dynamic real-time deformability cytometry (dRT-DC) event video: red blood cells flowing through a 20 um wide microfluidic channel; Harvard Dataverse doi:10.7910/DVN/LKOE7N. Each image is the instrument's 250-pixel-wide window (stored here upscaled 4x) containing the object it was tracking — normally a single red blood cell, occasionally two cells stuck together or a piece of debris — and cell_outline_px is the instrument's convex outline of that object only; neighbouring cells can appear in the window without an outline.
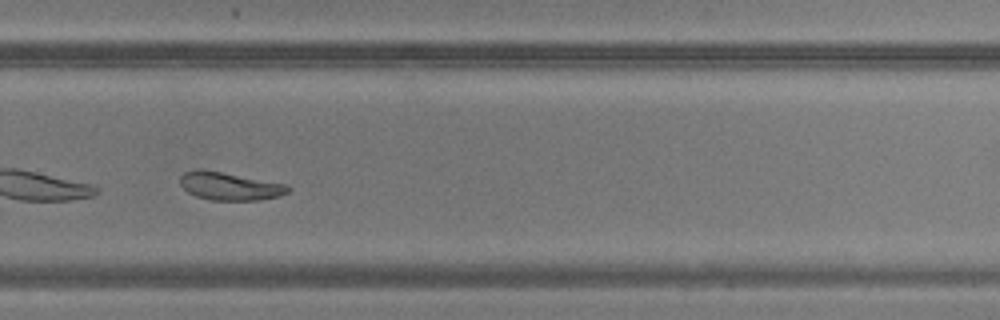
{"species": "common noctule bat (a hibernating species)", "species_latin": "Nyctalus noctula", "temperature_condition": "warm", "stored_images_in_passage": 29, "camera_frame_rate_fps": 3000, "um_per_image_px": 0.085, "animal": {"sex": "male", "body_mass_g": 20.5, "forearm_length_mm": 52.5}, "frame": {"image": 1, "passage_image": 21, "time_ms": 6.667, "image_size_px": [1000, 320], "cell_outline_px": [[292, 188], [288, 192], [280, 196], [260, 200], [212, 200], [196, 196], [188, 192], [180, 184], [180, 176], [184, 172], [196, 168], [204, 168], [288, 184]], "centroid_in_image_um": [19.54, 15.8], "position_along_channel_um": 310.3, "area_um2": 17.98}}